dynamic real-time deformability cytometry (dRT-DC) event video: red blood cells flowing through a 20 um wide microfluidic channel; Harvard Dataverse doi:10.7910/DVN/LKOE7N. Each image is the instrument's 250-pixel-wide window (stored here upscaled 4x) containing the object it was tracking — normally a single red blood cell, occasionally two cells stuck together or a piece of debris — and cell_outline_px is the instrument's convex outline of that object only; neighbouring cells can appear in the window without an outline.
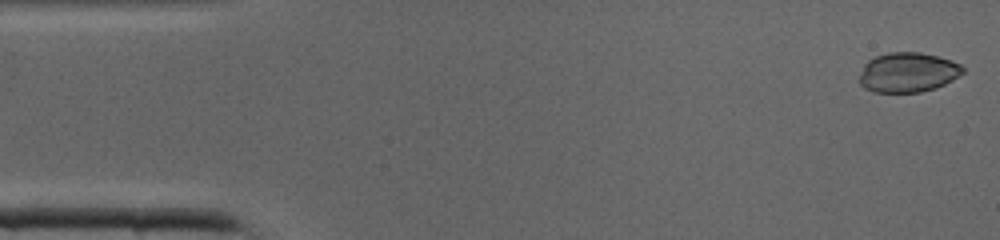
{"species": "common noctule bat (a hibernating species)", "species_latin": "Nyctalus noctula", "temperature_condition": "cold", "stored_images_in_passage": 10, "camera_frame_rate_fps": 3000, "um_per_image_px": 0.085, "animal": {"sex": "male", "body_mass_g": 19.0, "forearm_length_mm": 50.8}, "frame": {"image": 1, "passage_image": 1, "time_ms": 0.0, "image_size_px": [1000, 240], "cell_outline_px": [[964, 72], [952, 80], [936, 88], [920, 92], [872, 92], [864, 88], [860, 84], [860, 76], [864, 64], [868, 60], [876, 56], [888, 52], [920, 52], [952, 60], [960, 64], [964, 68]], "centroid_in_image_um": [77.17, 6.15], "position_along_channel_um": 7.8, "area_um2": 23.99}}